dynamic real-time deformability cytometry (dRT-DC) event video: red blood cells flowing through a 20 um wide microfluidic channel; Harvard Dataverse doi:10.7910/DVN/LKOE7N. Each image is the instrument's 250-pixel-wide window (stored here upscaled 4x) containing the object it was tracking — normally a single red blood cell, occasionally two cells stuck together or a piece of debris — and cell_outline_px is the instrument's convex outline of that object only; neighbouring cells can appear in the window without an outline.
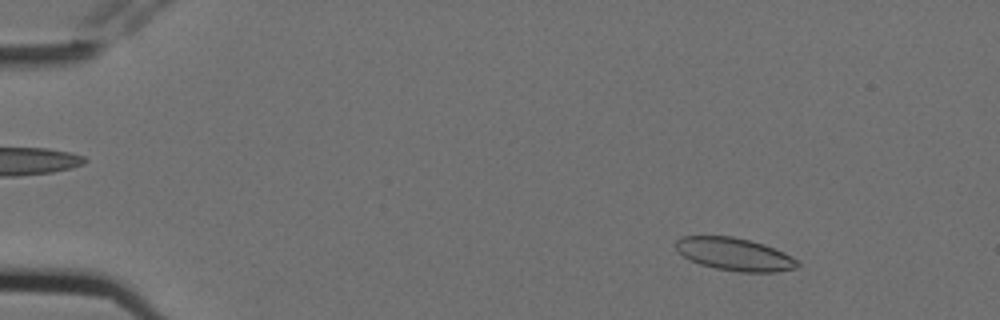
{"species": "Egyptian fruit bat (a non-hibernating species)", "species_latin": "Rousettus aegyptiacus", "temperature_condition": "cold", "stored_images_in_passage": 4, "camera_frame_rate_fps": 3000, "um_per_image_px": 0.085, "animal": {"sex": "female"}, "frame": {"image": 1, "passage_image": 2, "time_ms": 0.333, "image_size_px": [1000, 320], "cell_outline_px": [[800, 264], [796, 268], [776, 272], [740, 272], [716, 268], [700, 264], [684, 256], [676, 248], [676, 240], [680, 236], [732, 236], [752, 240], [764, 244], [784, 252], [796, 260]], "centroid_in_image_um": [62.45, 21.6], "position_along_channel_um": 22.6, "area_um2": 23.12}}